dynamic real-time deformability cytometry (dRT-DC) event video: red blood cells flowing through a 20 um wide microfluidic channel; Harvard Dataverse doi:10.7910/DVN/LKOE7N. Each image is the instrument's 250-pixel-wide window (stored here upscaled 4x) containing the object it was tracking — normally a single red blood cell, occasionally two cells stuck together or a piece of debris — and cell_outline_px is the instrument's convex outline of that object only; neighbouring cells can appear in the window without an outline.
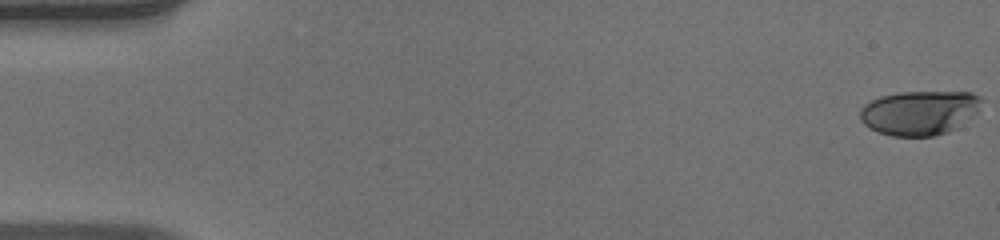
{"species": "human", "species_latin": "Homo sapiens", "temperature_condition": "warm", "stored_images_in_passage": 52, "camera_frame_rate_fps": 3000, "um_per_image_px": 0.085, "donor": {"sex": "male"}, "frame": {"image": 1, "passage_image": 1, "time_ms": 0.0, "image_size_px": [1000, 240], "cell_outline_px": [[984, 100], [976, 112], [956, 128], [948, 132], [932, 136], [892, 136], [868, 128], [860, 120], [860, 108], [864, 104], [880, 96], [900, 92], [972, 92], [980, 96]], "centroid_in_image_um": [78.14, 9.57], "position_along_channel_um": 6.9, "area_um2": 31.5}}
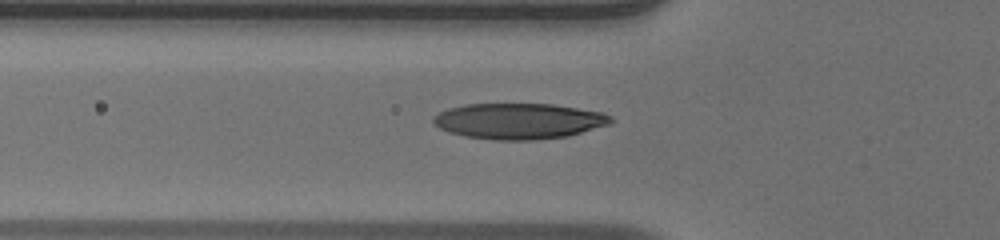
{"frame": {"image": 2, "passage_image": 19, "time_ms": 6.0, "image_size_px": [1000, 240], "cell_outline_px": [[612, 124], [568, 136], [532, 140], [496, 140], [464, 136], [448, 132], [440, 128], [432, 120], [432, 116], [448, 108], [464, 104], [552, 104], [604, 112], [612, 116]], "centroid_in_image_um": [44.12, 10.29], "position_along_channel_um": 81.7, "area_um2": 37.22}}
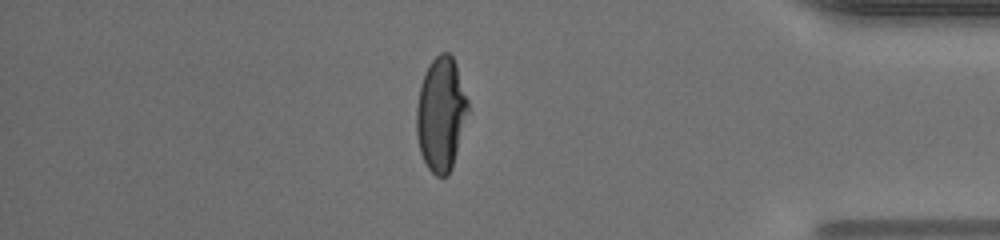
{"frame": {"image": 3, "passage_image": 45, "time_ms": 14.667, "image_size_px": [1000, 240], "cell_outline_px": [[468, 112], [452, 168], [448, 176], [436, 176], [428, 168], [420, 152], [416, 132], [416, 108], [420, 84], [424, 72], [428, 64], [440, 52], [448, 52], [452, 56], [456, 64], [468, 100]], "centroid_in_image_um": [37.47, 9.68], "position_along_channel_um": 397.7, "area_um2": 34.28}, "authors_computed_cell_mechanics": {"area_um2": 34.9401, "velocity_mm_per_s": 4.0146, "shape_relaxation_time_tau1_ms": 8.1185, "shape_relaxation_time_tau2_ms": null, "deformation_change_tau1": 0.3134, "deformation_change_tau2": null}}